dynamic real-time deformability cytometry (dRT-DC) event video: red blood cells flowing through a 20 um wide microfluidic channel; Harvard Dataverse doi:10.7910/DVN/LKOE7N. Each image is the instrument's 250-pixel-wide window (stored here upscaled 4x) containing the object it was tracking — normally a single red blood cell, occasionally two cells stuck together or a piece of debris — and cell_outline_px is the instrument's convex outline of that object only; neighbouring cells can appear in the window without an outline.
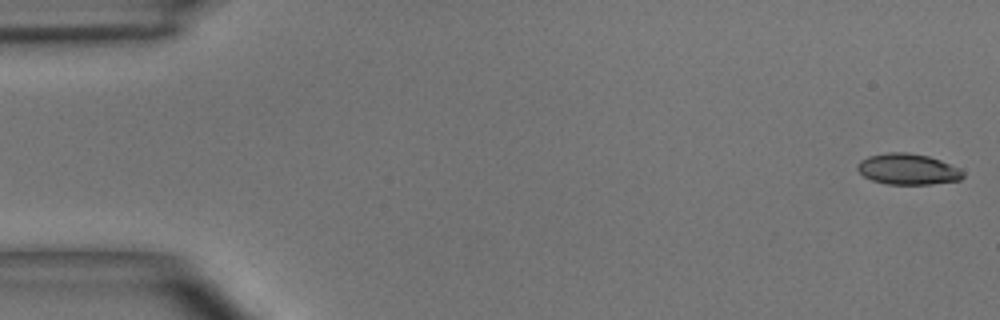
{"species": "common noctule bat (a hibernating species)", "species_latin": "Nyctalus noctula", "temperature_condition": "room temperature", "stored_images_in_passage": 5, "camera_frame_rate_fps": 3000, "um_per_image_px": 0.085, "animal": {"sex": "male", "body_mass_g": 15.6}, "frame": {"image": 1, "passage_image": 1, "time_ms": 0.0, "image_size_px": [1000, 320], "cell_outline_px": [[964, 176], [960, 180], [928, 184], [888, 184], [872, 180], [864, 176], [856, 168], [856, 164], [860, 160], [868, 156], [888, 152], [908, 152], [928, 156], [940, 160], [960, 168], [964, 172]], "centroid_in_image_um": [77.16, 14.37], "position_along_channel_um": 7.8, "area_um2": 19.07}}
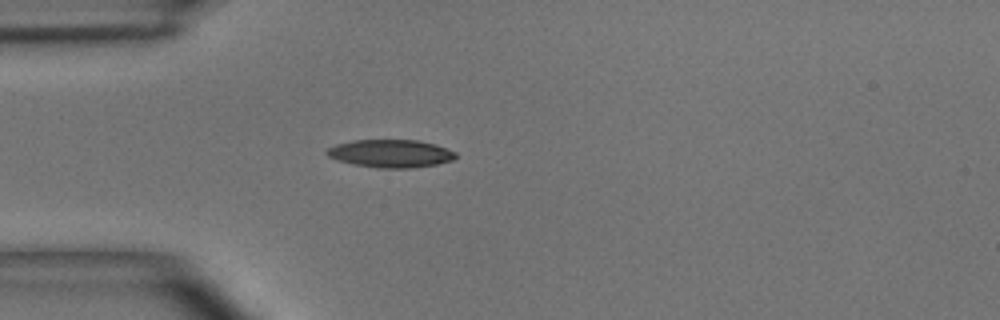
{"frame": {"image": 2, "passage_image": 5, "time_ms": 4.333, "image_size_px": [1000, 320], "cell_outline_px": [[456, 156], [452, 160], [436, 164], [412, 168], [380, 168], [352, 164], [328, 156], [324, 152], [328, 148], [336, 144], [352, 140], [420, 140], [436, 144], [456, 152]], "centroid_in_image_um": [33.21, 13.04], "position_along_channel_um": 51.8, "area_um2": 20.92}}